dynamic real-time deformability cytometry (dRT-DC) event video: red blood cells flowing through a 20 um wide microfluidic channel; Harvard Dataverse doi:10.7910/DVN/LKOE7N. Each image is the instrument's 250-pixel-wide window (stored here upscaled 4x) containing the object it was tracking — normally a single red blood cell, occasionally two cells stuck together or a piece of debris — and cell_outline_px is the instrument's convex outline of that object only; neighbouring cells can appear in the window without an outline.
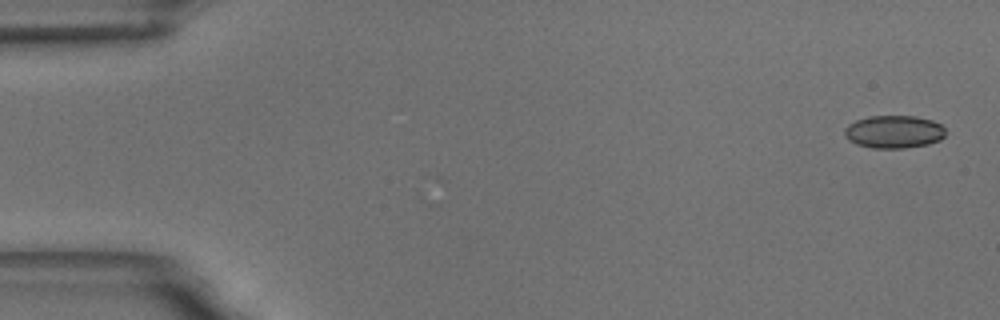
{"species": "common noctule bat (a hibernating species)", "species_latin": "Nyctalus noctula", "temperature_condition": "room temperature", "stored_images_in_passage": 5, "camera_frame_rate_fps": 3000, "um_per_image_px": 0.085, "animal": {"sex": "male", "body_mass_g": 18.8}, "frame": {"image": 1, "passage_image": 1, "time_ms": 0.0, "image_size_px": [1000, 320], "cell_outline_px": [[944, 136], [940, 140], [928, 144], [904, 148], [872, 148], [856, 144], [848, 140], [844, 136], [844, 128], [848, 124], [856, 120], [868, 116], [916, 116], [932, 120], [940, 124], [944, 128]], "centroid_in_image_um": [75.95, 11.2], "position_along_channel_um": 9.1, "area_um2": 19.42}}
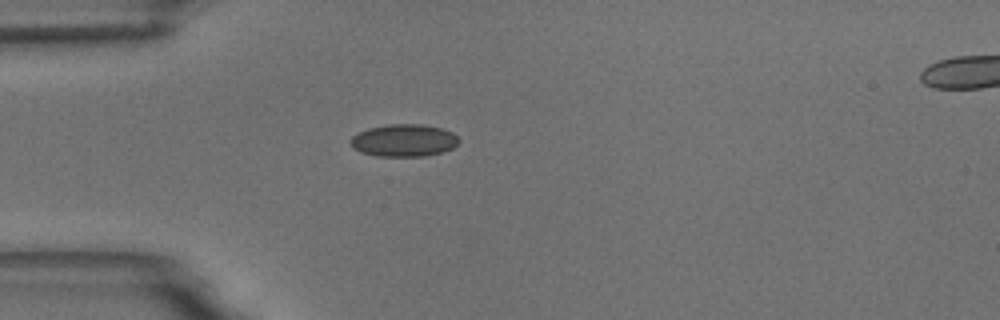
{"frame": {"image": 2, "passage_image": 5, "time_ms": 4.667, "image_size_px": [1000, 320], "cell_outline_px": [[460, 140], [452, 148], [444, 152], [424, 156], [376, 156], [360, 152], [352, 148], [348, 140], [352, 136], [368, 128], [388, 124], [420, 124], [440, 128], [452, 132]], "centroid_in_image_um": [34.29, 11.94], "position_along_channel_um": 50.7, "area_um2": 20.52}}